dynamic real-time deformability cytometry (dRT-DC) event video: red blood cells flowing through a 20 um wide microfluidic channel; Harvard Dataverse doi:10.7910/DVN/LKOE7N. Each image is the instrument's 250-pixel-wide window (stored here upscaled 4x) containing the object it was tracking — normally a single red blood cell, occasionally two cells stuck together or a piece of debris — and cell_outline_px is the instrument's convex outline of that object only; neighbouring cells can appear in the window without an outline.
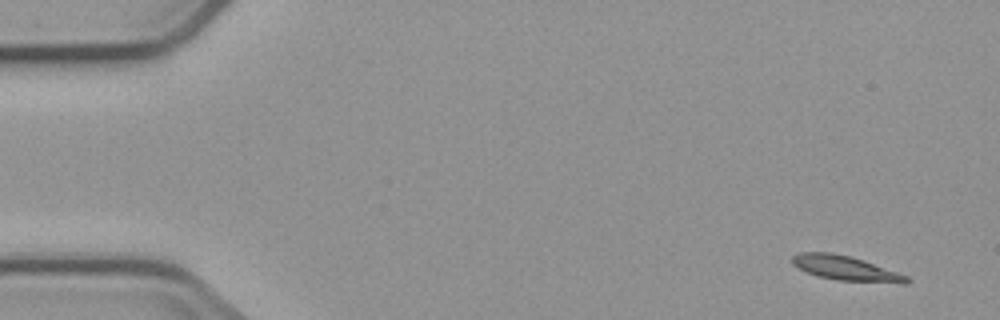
{"species": "common noctule bat (a hibernating species)", "species_latin": "Nyctalus noctula", "temperature_condition": "cold", "stored_images_in_passage": 6, "camera_frame_rate_fps": 3000, "um_per_image_px": 0.085, "animal": {"sex": "male", "body_mass_g": 23.1, "forearm_length_mm": 52.7}, "frame": {"image": 1, "passage_image": 1, "time_ms": 0.0, "image_size_px": [1000, 320], "cell_outline_px": [[912, 280], [908, 284], [904, 284], [836, 280], [816, 276], [792, 264], [792, 256], [800, 252], [832, 252], [852, 256], [864, 260], [908, 276]], "centroid_in_image_um": [71.93, 22.81], "position_along_channel_um": 13.1, "area_um2": 16.65}}
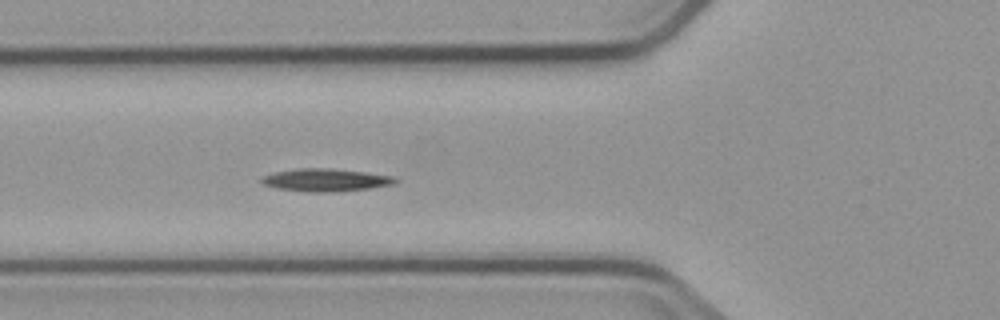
{"frame": {"image": 2, "passage_image": 6, "time_ms": 5.667, "image_size_px": [1000, 320], "cell_outline_px": [[400, 180], [396, 184], [368, 188], [332, 192], [308, 192], [276, 188], [264, 184], [260, 180], [264, 176], [272, 172], [296, 168], [328, 168], [364, 172], [396, 176]], "centroid_in_image_um": [27.71, 15.29], "position_along_channel_um": 98.1, "area_um2": 17.8}}